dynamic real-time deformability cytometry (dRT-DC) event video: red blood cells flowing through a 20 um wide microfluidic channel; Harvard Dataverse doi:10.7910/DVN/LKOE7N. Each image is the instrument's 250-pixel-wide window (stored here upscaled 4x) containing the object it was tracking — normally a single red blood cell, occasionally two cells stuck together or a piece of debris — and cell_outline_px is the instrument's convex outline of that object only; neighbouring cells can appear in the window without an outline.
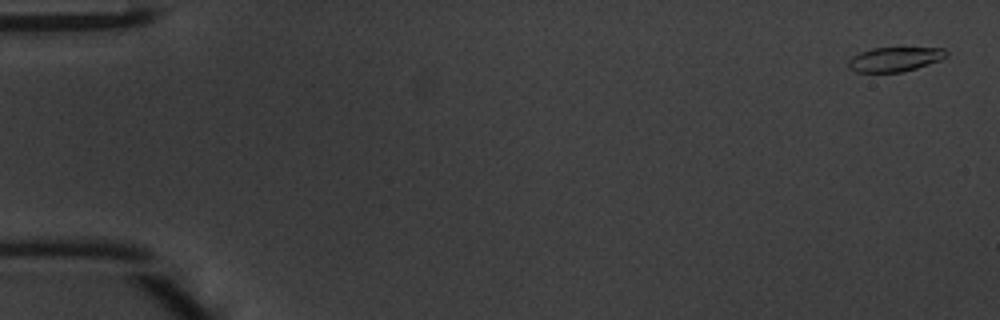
{"species": "common noctule bat (a hibernating species)", "species_latin": "Nyctalus noctula", "temperature_condition": "warm", "stored_images_in_passage": 48, "camera_frame_rate_fps": 3000, "um_per_image_px": 0.085, "animal": {"sex": "male", "body_mass_g": 20.1, "forearm_length_mm": 53.5}, "frame": {"image": 1, "passage_image": 2, "time_ms": 0.333, "image_size_px": [1000, 320], "cell_outline_px": [[948, 52], [940, 60], [904, 72], [856, 72], [848, 68], [848, 60], [852, 56], [860, 52], [872, 48], [944, 48]], "centroid_in_image_um": [76.01, 5.04], "position_along_channel_um": 9.0, "area_um2": 13.87}}
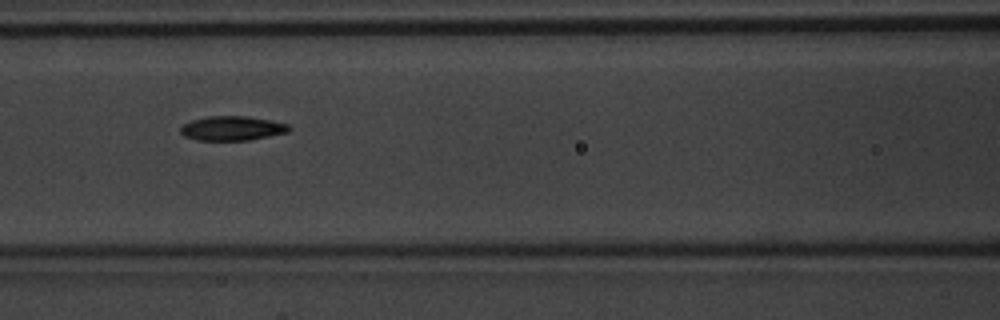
{"frame": {"image": 2, "passage_image": 22, "time_ms": 7.0, "image_size_px": [1000, 320], "cell_outline_px": [[292, 128], [288, 132], [248, 140], [196, 140], [184, 136], [180, 132], [180, 128], [184, 124], [192, 120], [208, 116], [248, 116], [288, 124]], "centroid_in_image_um": [19.72, 10.9], "position_along_channel_um": 146.9, "area_um2": 15.32}}
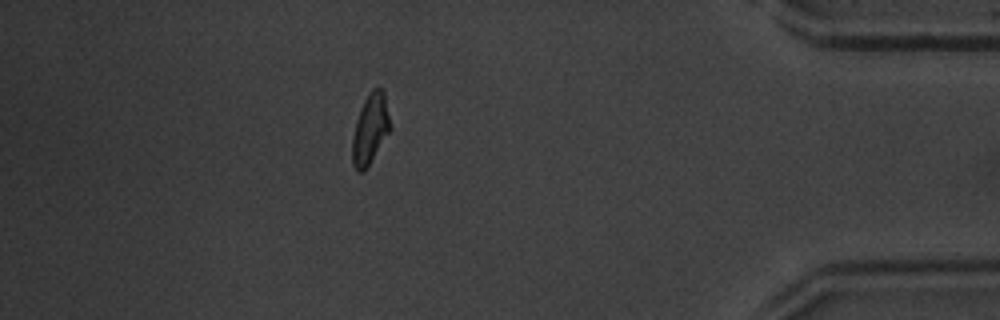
{"frame": {"image": 3, "passage_image": 43, "time_ms": 14.0, "image_size_px": [1000, 320], "cell_outline_px": [[392, 128], [368, 164], [360, 172], [356, 172], [352, 164], [352, 136], [356, 120], [360, 108], [368, 92], [372, 88], [380, 88], [384, 92]], "centroid_in_image_um": [31.46, 10.92], "position_along_channel_um": 403.7, "area_um2": 15.43}, "authors_computed_cell_mechanics": {"area_um2": 15.1725, "velocity_mm_per_s": 4.2621, "shape_relaxation_time_tau1_ms": 3.2388, "shape_relaxation_time_tau2_ms": 3.617, "deformation_change_tau1": 0.1788, "deformation_change_tau2": 0.1011}}